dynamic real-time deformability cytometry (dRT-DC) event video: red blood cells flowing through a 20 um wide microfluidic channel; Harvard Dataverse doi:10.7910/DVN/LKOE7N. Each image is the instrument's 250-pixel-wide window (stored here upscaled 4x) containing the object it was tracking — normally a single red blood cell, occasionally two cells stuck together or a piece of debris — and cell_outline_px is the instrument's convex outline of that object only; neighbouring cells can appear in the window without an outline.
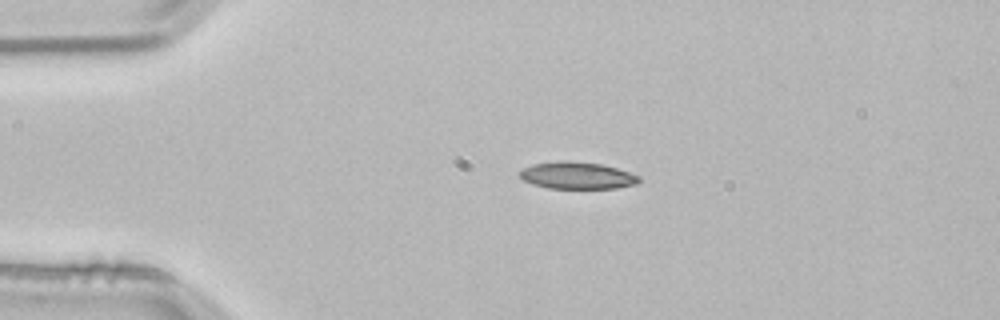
{"species": "common noctule bat (a hibernating species)", "species_latin": "Nyctalus noctula", "temperature_condition": "room temperature", "stored_images_in_passage": 4, "camera_frame_rate_fps": 3000, "um_per_image_px": 0.085, "animal": {"sex": "male", "body_mass_g": 21.5, "forearm_length_mm": 52.0}, "frame": {"image": 1, "passage_image": 3, "time_ms": 0.667, "image_size_px": [1000, 320], "cell_outline_px": [[640, 180], [636, 184], [616, 188], [548, 188], [532, 184], [524, 180], [516, 172], [532, 164], [564, 160], [568, 160], [604, 164], [640, 176]], "centroid_in_image_um": [49.03, 14.91], "position_along_channel_um": 36.0, "area_um2": 18.84}}